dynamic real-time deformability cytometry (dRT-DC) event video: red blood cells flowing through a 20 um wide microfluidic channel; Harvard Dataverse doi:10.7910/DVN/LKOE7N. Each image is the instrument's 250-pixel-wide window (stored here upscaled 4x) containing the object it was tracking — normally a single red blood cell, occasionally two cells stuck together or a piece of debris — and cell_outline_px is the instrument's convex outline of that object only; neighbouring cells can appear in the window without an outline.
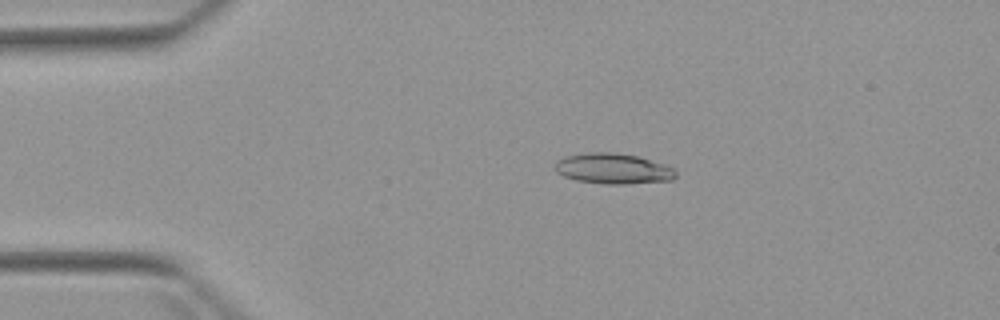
{"species": "Egyptian fruit bat (a non-hibernating species)", "species_latin": "Rousettus aegyptiacus", "temperature_condition": "warm", "stored_images_in_passage": 4, "camera_frame_rate_fps": 3000, "um_per_image_px": 0.085, "animal": {"sex": "female"}, "frame": {"image": 1, "passage_image": 3, "time_ms": 2.333, "image_size_px": [1000, 320], "cell_outline_px": [[676, 176], [672, 180], [628, 184], [604, 184], [576, 180], [564, 176], [556, 172], [556, 160], [568, 156], [588, 152], [612, 152], [640, 156], [664, 164], [672, 168], [676, 172]], "centroid_in_image_um": [52.13, 14.33], "position_along_channel_um": 32.9, "area_um2": 21.5}}